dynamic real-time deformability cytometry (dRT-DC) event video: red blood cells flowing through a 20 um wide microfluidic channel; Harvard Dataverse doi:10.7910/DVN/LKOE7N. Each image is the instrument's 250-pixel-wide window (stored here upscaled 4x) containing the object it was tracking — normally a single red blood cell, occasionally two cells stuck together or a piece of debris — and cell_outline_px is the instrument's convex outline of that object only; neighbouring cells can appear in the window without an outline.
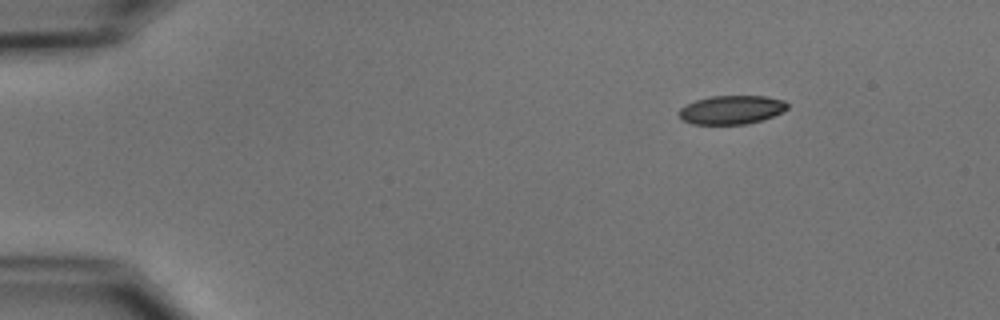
{"species": "common noctule bat (a hibernating species)", "species_latin": "Nyctalus noctula", "temperature_condition": "cold", "stored_images_in_passage": 5, "camera_frame_rate_fps": 3000, "um_per_image_px": 0.085, "animal": {"sex": "male", "body_mass_g": 15.6}, "frame": {"image": 1, "passage_image": 5, "time_ms": 5.667, "image_size_px": [1000, 320], "cell_outline_px": [[788, 108], [772, 116], [760, 120], [744, 124], [692, 124], [684, 120], [680, 116], [680, 108], [696, 100], [708, 96], [764, 96], [784, 100], [788, 104]], "centroid_in_image_um": [62.18, 9.32], "position_along_channel_um": 22.8, "area_um2": 17.86}}